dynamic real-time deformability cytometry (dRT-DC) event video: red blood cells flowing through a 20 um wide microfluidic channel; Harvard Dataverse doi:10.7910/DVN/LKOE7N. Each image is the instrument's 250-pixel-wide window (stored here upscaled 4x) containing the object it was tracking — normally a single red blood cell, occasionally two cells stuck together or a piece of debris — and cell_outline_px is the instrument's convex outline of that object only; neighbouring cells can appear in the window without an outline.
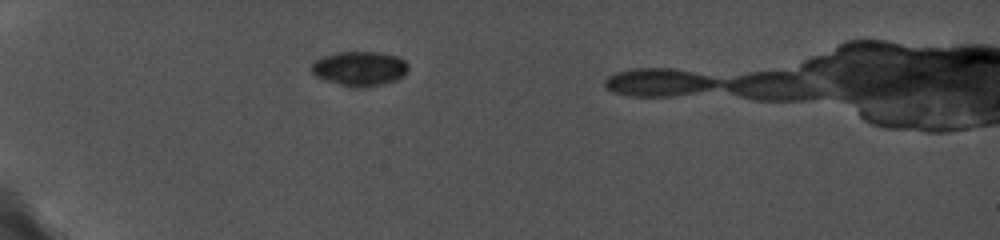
{"species": "common noctule bat (a hibernating species)", "species_latin": "Nyctalus noctula", "temperature_condition": "cold", "stored_images_in_passage": 61, "camera_frame_rate_fps": 5000, "um_per_image_px": 0.085, "animal": {"sex": "female", "body_mass_g": 19.0, "forearm_length_mm": 56.7}, "frame": {"image": 1, "passage_image": 1, "time_ms": 0.0, "image_size_px": [1000, 240], "cell_outline_px": [[408, 72], [404, 76], [396, 80], [384, 84], [364, 88], [352, 88], [316, 76], [312, 72], [312, 64], [316, 60], [324, 56], [336, 52], [380, 52], [396, 56], [404, 60], [408, 64]], "centroid_in_image_um": [30.62, 5.84], "position_along_channel_um": 54.4, "area_um2": 19.54}}
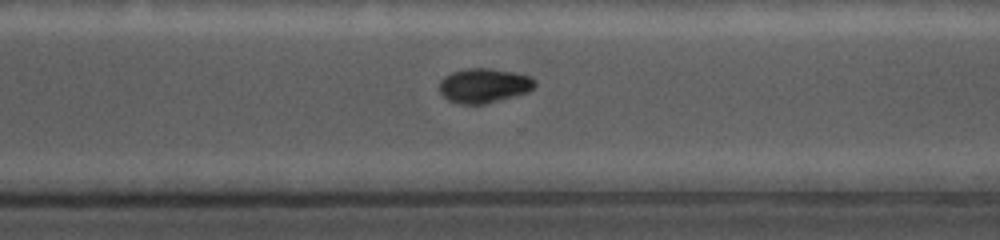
{"frame": {"image": 2, "passage_image": 44, "time_ms": 8.0, "image_size_px": [1000, 240], "cell_outline_px": [[536, 84], [528, 92], [484, 104], [460, 104], [448, 100], [436, 88], [440, 80], [444, 76], [452, 72], [468, 68], [492, 68], [532, 76], [536, 80]], "centroid_in_image_um": [41.11, 7.26], "position_along_channel_um": 329.5, "area_um2": 19.36}}
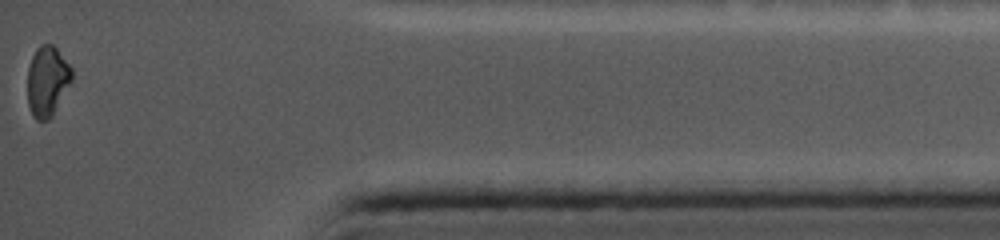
{"frame": {"image": 3, "passage_image": 61, "time_ms": 11.2, "image_size_px": [1000, 240], "cell_outline_px": [[72, 80], [52, 116], [48, 120], [36, 120], [32, 116], [28, 104], [28, 68], [32, 56], [36, 48], [40, 44], [52, 44], [56, 48], [72, 68]], "centroid_in_image_um": [4.01, 6.89], "position_along_channel_um": 431.2, "area_um2": 18.09}}